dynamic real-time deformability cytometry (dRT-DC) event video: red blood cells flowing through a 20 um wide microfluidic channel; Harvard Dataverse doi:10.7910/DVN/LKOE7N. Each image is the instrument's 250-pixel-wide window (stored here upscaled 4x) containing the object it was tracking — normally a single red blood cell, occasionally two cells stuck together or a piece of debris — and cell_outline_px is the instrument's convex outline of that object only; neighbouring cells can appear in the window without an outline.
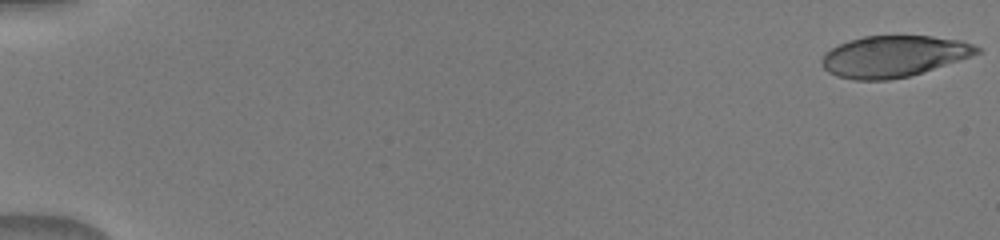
{"species": "human", "species_latin": "Homo sapiens", "temperature_condition": "warm", "stored_images_in_passage": 46, "camera_frame_rate_fps": 3000, "um_per_image_px": 0.085, "donor": {"sex": "male"}, "frame": {"image": 1, "passage_image": 1, "time_ms": 0.0, "image_size_px": [1000, 240], "cell_outline_px": [[980, 52], [908, 76], [888, 80], [856, 80], [836, 76], [828, 72], [824, 68], [820, 60], [824, 52], [848, 40], [864, 36], [932, 36], [960, 40], [972, 44], [980, 48]], "centroid_in_image_um": [75.87, 4.78], "position_along_channel_um": 9.1, "area_um2": 36.82}}
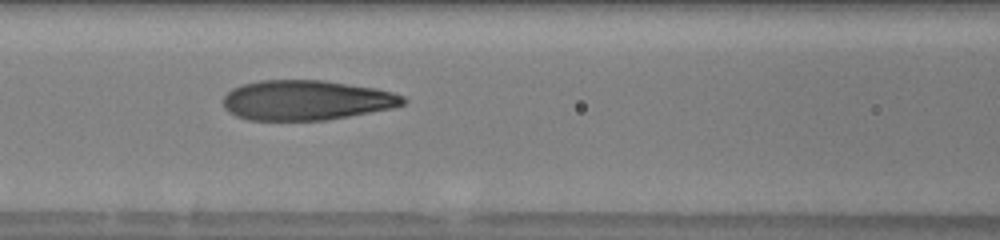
{"frame": {"image": 2, "passage_image": 24, "time_ms": 7.667, "image_size_px": [1000, 240], "cell_outline_px": [[408, 100], [404, 104], [392, 108], [348, 116], [324, 120], [248, 120], [236, 116], [228, 112], [224, 108], [224, 96], [232, 88], [240, 84], [260, 80], [324, 80], [376, 88], [392, 92], [404, 96]], "centroid_in_image_um": [26.02, 8.51], "position_along_channel_um": 140.6, "area_um2": 42.02}}
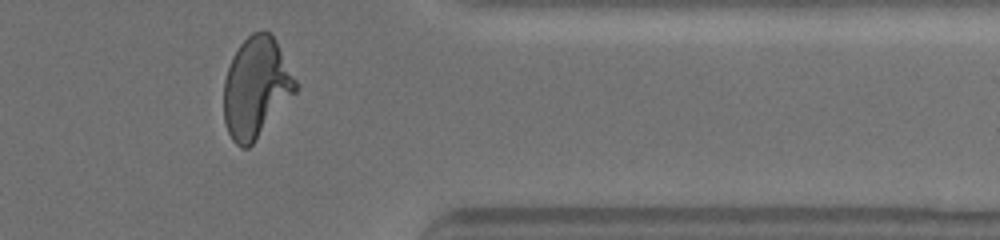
{"frame": {"image": 3, "passage_image": 43, "time_ms": 14.0, "image_size_px": [1000, 240], "cell_outline_px": [[300, 88], [256, 140], [248, 148], [240, 148], [232, 140], [228, 132], [224, 120], [224, 80], [232, 56], [240, 44], [252, 32], [268, 32], [276, 40]], "centroid_in_image_um": [21.77, 7.47], "position_along_channel_um": 389.6, "area_um2": 42.02}}